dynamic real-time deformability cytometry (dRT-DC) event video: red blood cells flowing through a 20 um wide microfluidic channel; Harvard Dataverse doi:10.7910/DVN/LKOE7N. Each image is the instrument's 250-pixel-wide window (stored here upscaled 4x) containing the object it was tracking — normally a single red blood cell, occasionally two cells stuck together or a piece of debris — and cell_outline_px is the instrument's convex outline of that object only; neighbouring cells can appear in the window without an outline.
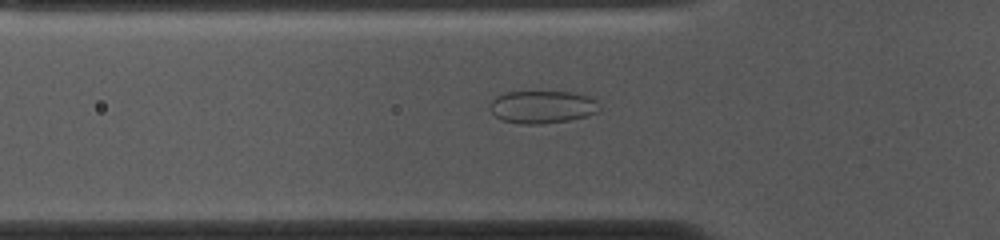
{"species": "common noctule bat (a hibernating species)", "species_latin": "Nyctalus noctula", "temperature_condition": "cold", "stored_images_in_passage": 44, "camera_frame_rate_fps": 3000, "um_per_image_px": 0.085, "animal": {"sex": "female", "body_mass_g": 10.0, "forearm_length_mm": 53.1}, "frame": {"image": 1, "passage_image": 7, "time_ms": 2.0, "image_size_px": [1000, 240], "cell_outline_px": [[600, 108], [596, 112], [588, 116], [568, 120], [540, 124], [520, 124], [500, 120], [488, 108], [488, 104], [496, 96], [504, 92], [572, 92], [588, 96], [596, 100]], "centroid_in_image_um": [46.05, 9.09], "position_along_channel_um": 79.7, "area_um2": 20.98}}
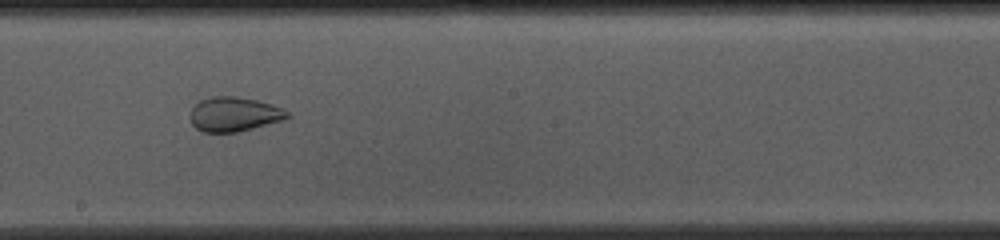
{"frame": {"image": 2, "passage_image": 19, "time_ms": 6.0, "image_size_px": [1000, 240], "cell_outline_px": [[292, 116], [284, 120], [236, 132], [204, 132], [196, 128], [192, 124], [188, 116], [192, 108], [200, 100], [212, 96], [236, 96], [256, 100], [272, 104], [288, 112]], "centroid_in_image_um": [19.88, 9.7], "position_along_channel_um": 228.3, "area_um2": 19.54}}
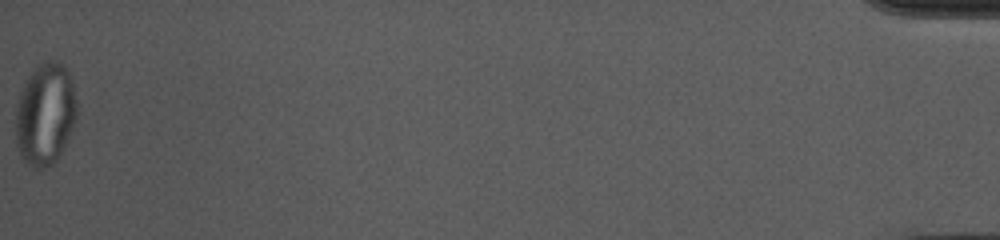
{"frame": {"image": 3, "passage_image": 44, "time_ms": 14.333, "image_size_px": [1000, 240], "cell_outline_px": [[76, 120], [68, 140], [64, 148], [56, 160], [40, 168], [36, 168], [28, 164], [20, 156], [16, 144], [16, 104], [20, 92], [32, 68], [44, 60], [56, 60], [64, 64], [72, 80], [76, 100]], "centroid_in_image_um": [3.84, 9.65], "position_along_channel_um": 431.4, "area_um2": 36.7}, "authors_computed_cell_mechanics": {"area_um2": 24.2182, "velocity_mm_per_s": 3.6926, "shape_relaxation_time_tau1_ms": null, "shape_relaxation_time_tau2_ms": 0.917, "deformation_change_tau1": null, "deformation_change_tau2": 0.0624}}